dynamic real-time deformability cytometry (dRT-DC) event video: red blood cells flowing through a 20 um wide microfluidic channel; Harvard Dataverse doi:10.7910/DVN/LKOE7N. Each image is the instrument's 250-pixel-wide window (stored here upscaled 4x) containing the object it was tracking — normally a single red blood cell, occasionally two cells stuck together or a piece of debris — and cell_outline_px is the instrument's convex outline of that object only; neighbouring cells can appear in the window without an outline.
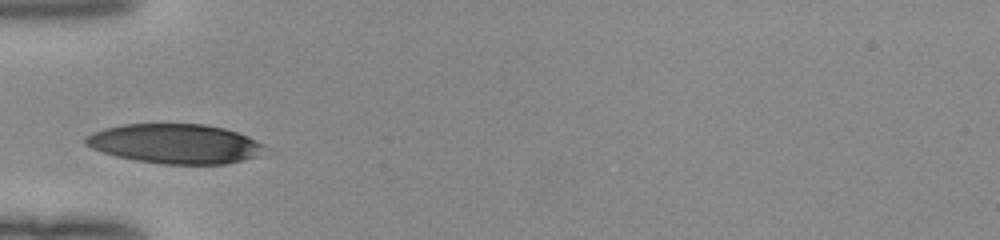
{"species": "human", "species_latin": "Homo sapiens", "temperature_condition": "room temperature", "stored_images_in_passage": 25, "camera_frame_rate_fps": 3000, "um_per_image_px": 0.085, "donor": {"sex": "female"}, "frame": {"image": 1, "passage_image": 1, "time_ms": 0.0, "image_size_px": [1000, 240], "cell_outline_px": [[268, 148], [256, 156], [224, 164], [164, 164], [136, 160], [116, 156], [92, 148], [84, 144], [84, 136], [92, 132], [104, 128], [124, 124], [204, 124], [224, 128], [248, 136], [264, 144]], "centroid_in_image_um": [14.86, 12.21], "position_along_channel_um": 70.1, "area_um2": 41.27}, "authors_computed_cell_mechanics": {"area_um2": 33.5818, "velocity_mm_per_s": 3.9629, "shape_relaxation_time_tau1_ms": 1.5584, "shape_relaxation_time_tau2_ms": null, "deformation_change_tau1": 0.1144, "deformation_change_tau2": null}}